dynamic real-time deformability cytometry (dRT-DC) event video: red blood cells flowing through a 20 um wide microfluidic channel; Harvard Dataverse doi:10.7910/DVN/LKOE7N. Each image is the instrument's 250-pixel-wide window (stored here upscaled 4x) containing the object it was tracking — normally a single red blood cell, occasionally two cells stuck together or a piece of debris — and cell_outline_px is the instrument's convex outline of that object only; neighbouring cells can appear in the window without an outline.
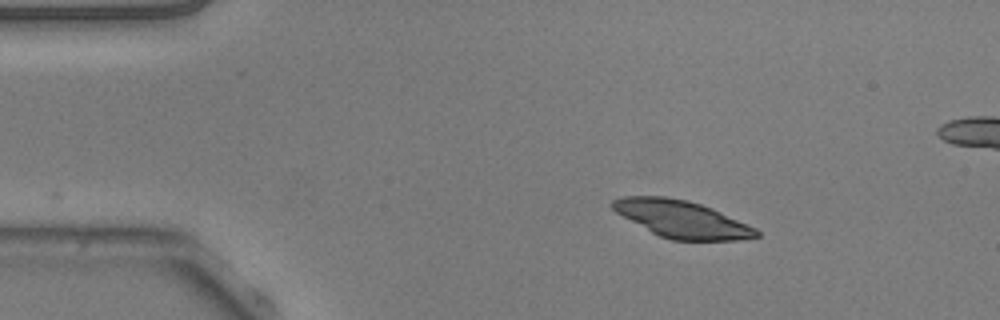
{"species": "common noctule bat (a hibernating species)", "species_latin": "Nyctalus noctula", "temperature_condition": "warm", "stored_images_in_passage": 29, "camera_frame_rate_fps": 3000, "um_per_image_px": 0.085, "animal": {"sex": "male", "body_mass_g": 20.5, "forearm_length_mm": 52.5}, "frame": {"image": 1, "passage_image": 1, "time_ms": 0.0, "image_size_px": [1000, 320], "cell_outline_px": [[760, 236], [736, 240], [672, 240], [660, 236], [652, 232], [616, 212], [612, 208], [612, 200], [624, 196], [664, 196], [688, 200], [712, 208], [756, 228], [760, 232]], "centroid_in_image_um": [57.97, 18.62], "position_along_channel_um": 27.0, "area_um2": 30.75}}